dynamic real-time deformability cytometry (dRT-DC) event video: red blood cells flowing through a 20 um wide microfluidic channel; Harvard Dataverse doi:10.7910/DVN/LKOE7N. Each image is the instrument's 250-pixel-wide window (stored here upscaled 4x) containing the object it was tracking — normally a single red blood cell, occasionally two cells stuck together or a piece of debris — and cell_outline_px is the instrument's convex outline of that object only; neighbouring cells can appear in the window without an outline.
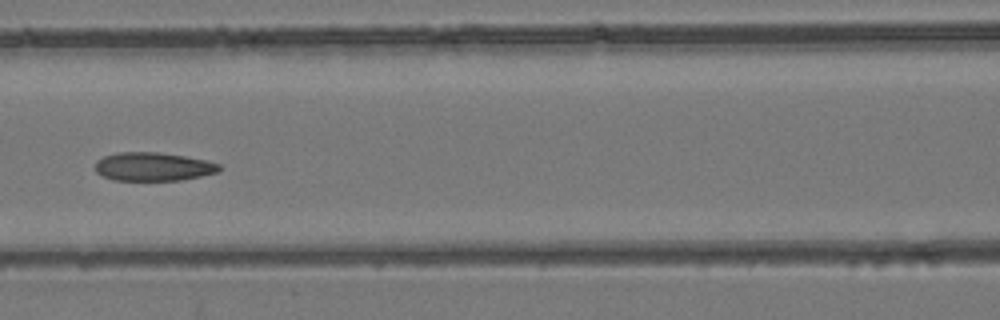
{"species": "common noctule bat (a hibernating species)", "species_latin": "Nyctalus noctula", "temperature_condition": "room temperature", "stored_images_in_passage": 6, "camera_frame_rate_fps": 3000, "um_per_image_px": 0.085, "animal": {"sex": "female", "body_mass_g": 24.6, "forearm_length_mm": 56.2}, "frame": {"image": 1, "passage_image": 6, "time_ms": 1.667, "image_size_px": [1000, 320], "cell_outline_px": [[220, 172], [180, 180], [112, 180], [96, 172], [96, 160], [104, 156], [116, 152], [160, 152], [208, 160], [220, 164]], "centroid_in_image_um": [13.03, 14.16], "position_along_channel_um": 153.6, "area_um2": 20.69}}